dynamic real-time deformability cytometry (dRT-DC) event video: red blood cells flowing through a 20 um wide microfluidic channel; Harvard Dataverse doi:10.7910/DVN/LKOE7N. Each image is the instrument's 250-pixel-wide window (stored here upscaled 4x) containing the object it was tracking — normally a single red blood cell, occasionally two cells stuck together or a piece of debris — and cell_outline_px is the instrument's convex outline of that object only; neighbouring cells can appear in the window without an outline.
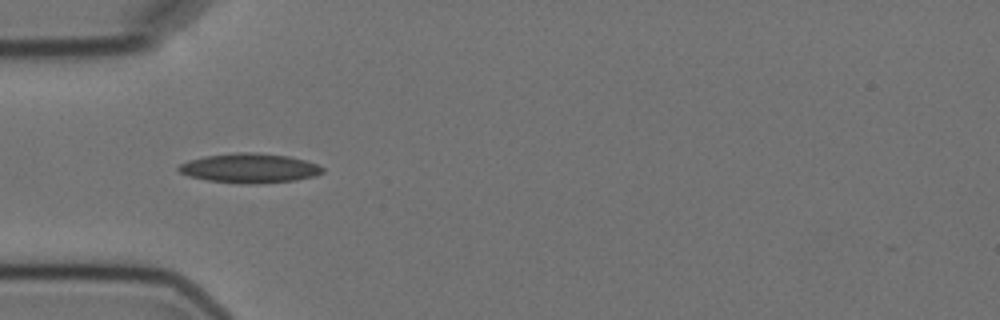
{"species": "Egyptian fruit bat (a non-hibernating species)", "species_latin": "Rousettus aegyptiacus", "temperature_condition": "cold", "stored_images_in_passage": 6, "camera_frame_rate_fps": 3000, "um_per_image_px": 0.085, "animal": {"sex": "female"}, "frame": {"image": 1, "passage_image": 5, "time_ms": 4.667, "image_size_px": [1000, 320], "cell_outline_px": [[324, 172], [316, 176], [296, 180], [252, 184], [248, 184], [208, 180], [188, 176], [180, 172], [176, 168], [180, 164], [188, 160], [204, 156], [236, 152], [252, 152], [288, 156], [304, 160], [316, 164], [324, 168]], "centroid_in_image_um": [21.2, 14.29], "position_along_channel_um": 63.8, "area_um2": 24.68}}
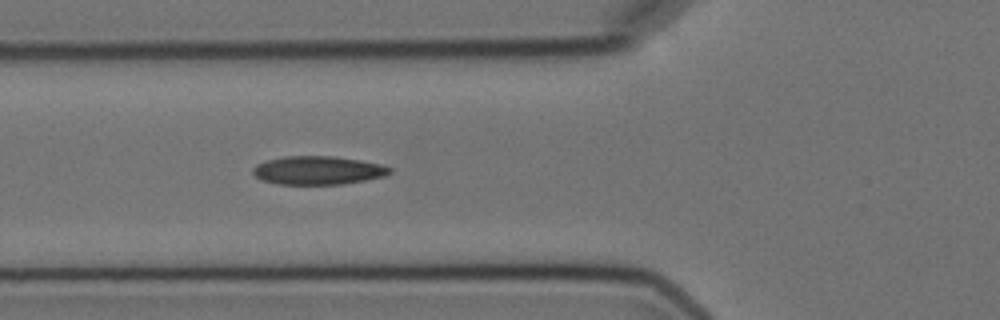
{"frame": {"image": 2, "passage_image": 6, "time_ms": 5.667, "image_size_px": [1000, 320], "cell_outline_px": [[392, 172], [384, 176], [364, 180], [340, 184], [280, 184], [260, 180], [252, 172], [252, 168], [256, 164], [268, 160], [284, 156], [332, 156], [360, 160], [384, 164], [392, 168]], "centroid_in_image_um": [27.03, 14.47], "position_along_channel_um": 98.8, "area_um2": 22.72}}